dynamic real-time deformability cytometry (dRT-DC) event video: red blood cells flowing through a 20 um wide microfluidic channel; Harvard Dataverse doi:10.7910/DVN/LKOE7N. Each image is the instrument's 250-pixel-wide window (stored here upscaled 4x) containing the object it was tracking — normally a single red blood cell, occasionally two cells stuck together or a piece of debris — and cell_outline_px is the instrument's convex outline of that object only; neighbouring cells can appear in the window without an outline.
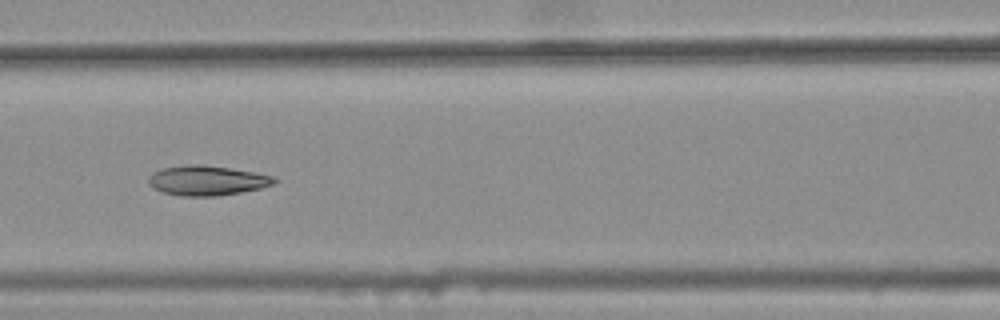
{"species": "common noctule bat (a hibernating species)", "species_latin": "Nyctalus noctula", "temperature_condition": "warm", "stored_images_in_passage": 6, "camera_frame_rate_fps": 3000, "um_per_image_px": 0.085, "animal": {"sex": "female", "body_mass_g": 25.1}, "frame": {"image": 1, "passage_image": 5, "time_ms": 1.333, "image_size_px": [1000, 320], "cell_outline_px": [[280, 180], [276, 184], [260, 188], [240, 192], [216, 196], [184, 196], [160, 192], [152, 188], [148, 184], [148, 180], [152, 172], [160, 168], [188, 164], [196, 164], [228, 168], [256, 172], [272, 176]], "centroid_in_image_um": [17.58, 15.34], "position_along_channel_um": 149.0, "area_um2": 22.02}}
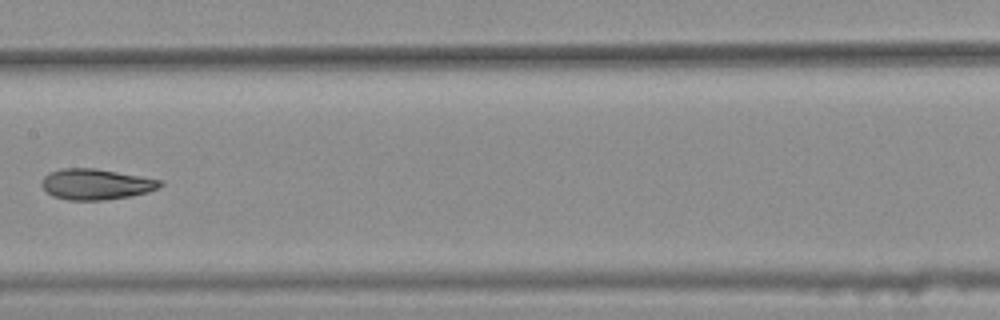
{"frame": {"image": 2, "passage_image": 6, "time_ms": 1.667, "image_size_px": [1000, 320], "cell_outline_px": [[164, 184], [148, 192], [128, 196], [104, 200], [68, 200], [52, 196], [40, 184], [44, 176], [48, 172], [64, 168], [96, 168], [164, 180]], "centroid_in_image_um": [8.16, 15.65], "position_along_channel_um": 199.2, "area_um2": 21.27}}